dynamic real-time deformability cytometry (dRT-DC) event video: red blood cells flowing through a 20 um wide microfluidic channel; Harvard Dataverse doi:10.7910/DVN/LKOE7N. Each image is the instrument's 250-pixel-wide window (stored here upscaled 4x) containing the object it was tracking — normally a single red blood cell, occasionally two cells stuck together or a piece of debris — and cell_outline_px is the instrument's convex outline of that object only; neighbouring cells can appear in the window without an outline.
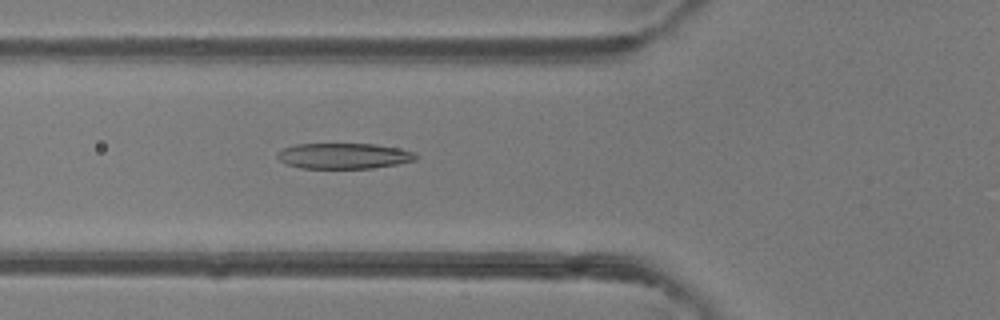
{"species": "common noctule bat (a hibernating species)", "species_latin": "Nyctalus noctula", "temperature_condition": "room temperature", "stored_images_in_passage": 34, "camera_frame_rate_fps": 3000, "um_per_image_px": 0.085, "animal": {"sex": "female"}, "frame": {"image": 1, "passage_image": 3, "time_ms": 0.667, "image_size_px": [1000, 320], "cell_outline_px": [[416, 160], [396, 164], [372, 168], [300, 168], [288, 164], [280, 160], [276, 156], [276, 152], [284, 148], [296, 144], [376, 144], [416, 152]], "centroid_in_image_um": [29.21, 13.25], "position_along_channel_um": 96.6, "area_um2": 20.58}}
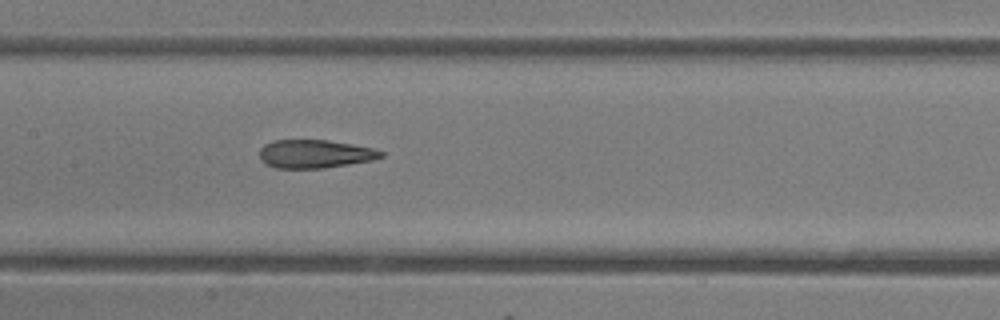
{"frame": {"image": 2, "passage_image": 9, "time_ms": 2.667, "image_size_px": [1000, 320], "cell_outline_px": [[384, 156], [372, 160], [324, 168], [276, 168], [264, 164], [260, 160], [260, 148], [264, 144], [272, 140], [328, 140], [352, 144], [372, 148], [384, 152]], "centroid_in_image_um": [26.73, 13.08], "position_along_channel_um": 180.7, "area_um2": 20.11}}
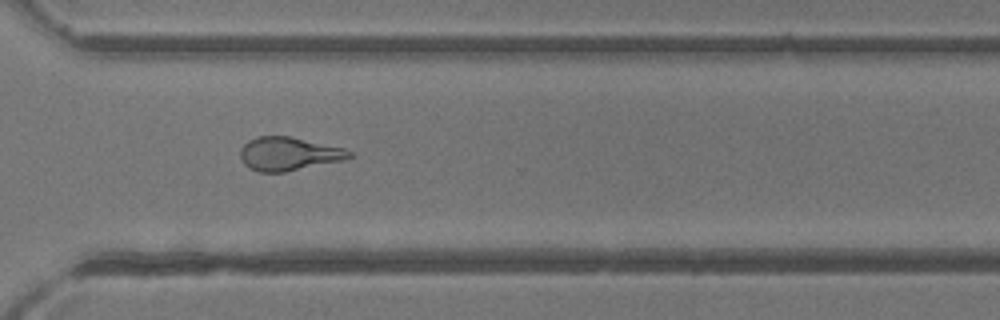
{"frame": {"image": 3, "passage_image": 21, "time_ms": 6.667, "image_size_px": [1000, 320], "cell_outline_px": [[352, 156], [344, 160], [284, 172], [260, 172], [248, 168], [244, 164], [240, 156], [240, 148], [248, 140], [256, 136], [288, 136], [344, 148], [352, 152]], "centroid_in_image_um": [24.5, 13.08], "position_along_channel_um": 346.1, "area_um2": 21.21}, "authors_computed_cell_mechanics": {"area_um2": 21.1548, "velocity_mm_per_s": 4.1536, "shape_relaxation_time_tau1_ms": 6.0066, "shape_relaxation_time_tau2_ms": 1.5815, "deformation_change_tau1": 0.2247, "deformation_change_tau2": 0.12}}